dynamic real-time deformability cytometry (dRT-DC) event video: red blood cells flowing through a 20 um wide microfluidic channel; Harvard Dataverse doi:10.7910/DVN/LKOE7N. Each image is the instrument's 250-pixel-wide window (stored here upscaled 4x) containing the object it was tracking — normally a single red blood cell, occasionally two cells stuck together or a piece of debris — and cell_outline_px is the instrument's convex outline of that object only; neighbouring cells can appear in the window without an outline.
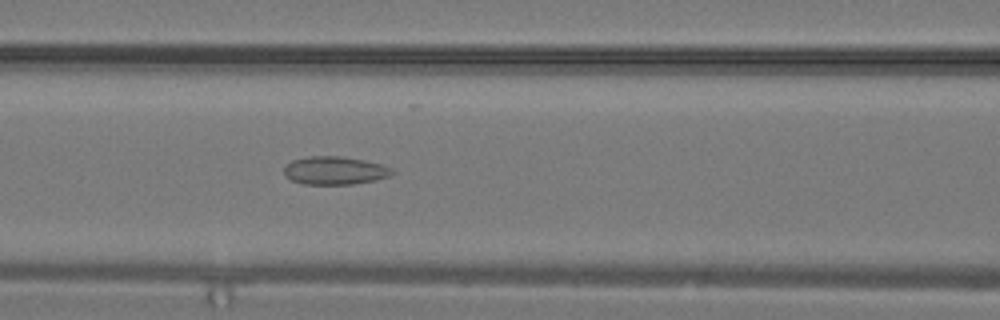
{"species": "common noctule bat (a hibernating species)", "species_latin": "Nyctalus noctula", "temperature_condition": "warm", "stored_images_in_passage": 30, "camera_frame_rate_fps": 3000, "um_per_image_px": 0.085, "animal": {"sex": "male", "body_mass_g": 19.2, "forearm_length_mm": 51.8}, "frame": {"image": 1, "passage_image": 13, "time_ms": 4.0, "image_size_px": [1000, 320], "cell_outline_px": [[396, 172], [388, 176], [376, 180], [352, 184], [304, 184], [292, 180], [284, 176], [284, 168], [292, 160], [308, 156], [340, 156], [380, 164], [392, 168]], "centroid_in_image_um": [28.44, 14.5], "position_along_channel_um": 138.2, "area_um2": 17.57}}
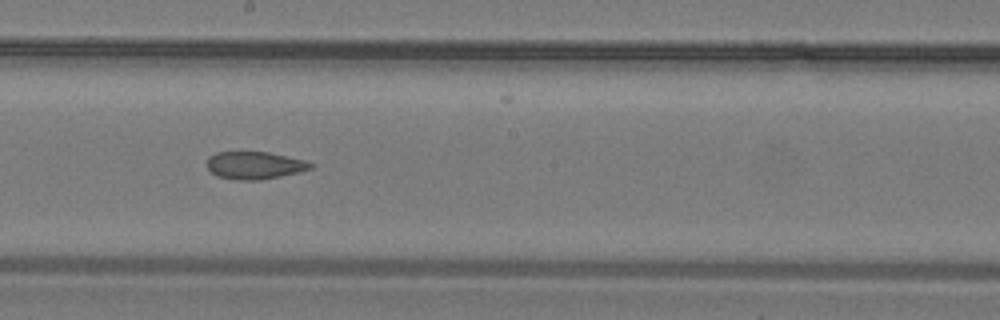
{"frame": {"image": 2, "passage_image": 17, "time_ms": 5.333, "image_size_px": [1000, 320], "cell_outline_px": [[316, 164], [312, 168], [300, 172], [260, 180], [236, 180], [216, 176], [208, 168], [208, 156], [216, 152], [268, 152], [304, 160]], "centroid_in_image_um": [21.65, 14.05], "position_along_channel_um": 226.5, "area_um2": 16.65}}
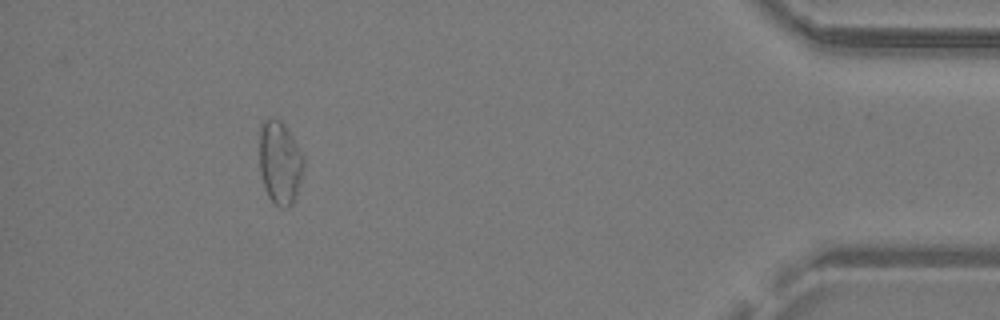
{"frame": {"image": 3, "passage_image": 28, "time_ms": 9.0, "image_size_px": [1000, 320], "cell_outline_px": [[304, 168], [292, 204], [284, 208], [280, 208], [268, 196], [264, 188], [260, 172], [260, 124], [268, 116], [280, 120], [292, 136], [304, 156]], "centroid_in_image_um": [23.78, 13.79], "position_along_channel_um": 411.4, "area_um2": 21.39}}